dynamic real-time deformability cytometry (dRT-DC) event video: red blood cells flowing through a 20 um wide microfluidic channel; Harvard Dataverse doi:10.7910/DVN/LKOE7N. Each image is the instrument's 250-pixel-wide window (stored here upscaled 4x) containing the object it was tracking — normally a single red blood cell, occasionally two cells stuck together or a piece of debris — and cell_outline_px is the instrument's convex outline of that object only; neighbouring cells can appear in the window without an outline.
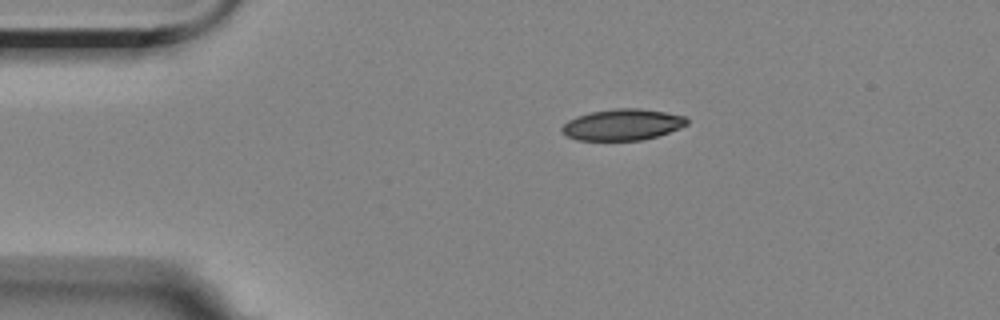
{"species": "Egyptian fruit bat (a non-hibernating species)", "species_latin": "Rousettus aegyptiacus", "temperature_condition": "room temperature", "stored_images_in_passage": 41, "camera_frame_rate_fps": 3000, "um_per_image_px": 0.085, "animal": {"sex": "female"}, "frame": {"image": 1, "passage_image": 1, "time_ms": 0.0, "image_size_px": [1000, 320], "cell_outline_px": [[688, 124], [668, 132], [656, 136], [640, 140], [576, 140], [568, 136], [560, 128], [568, 120], [576, 116], [592, 112], [616, 108], [640, 108], [664, 112], [684, 116], [688, 120]], "centroid_in_image_um": [52.9, 10.59], "position_along_channel_um": 32.1, "area_um2": 22.48}}
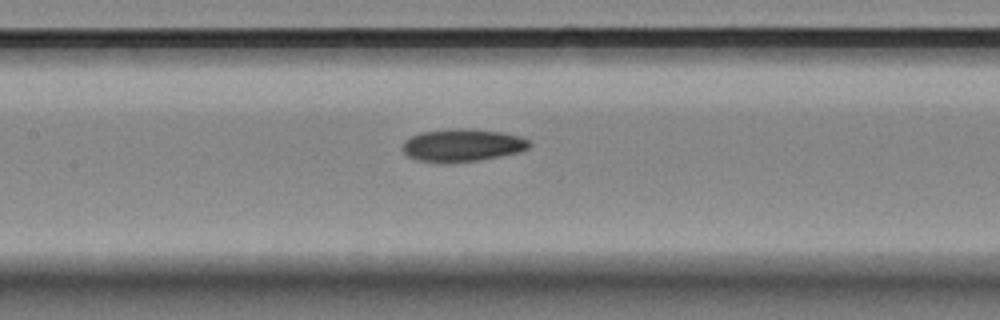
{"frame": {"image": 2, "passage_image": 16, "time_ms": 5.0, "image_size_px": [1000, 320], "cell_outline_px": [[532, 144], [528, 148], [516, 152], [500, 156], [480, 160], [448, 164], [444, 164], [416, 160], [408, 156], [404, 152], [404, 140], [420, 132], [456, 128], [468, 128], [500, 132], [520, 136], [528, 140]], "centroid_in_image_um": [39.28, 12.36], "position_along_channel_um": 168.1, "area_um2": 24.28}}
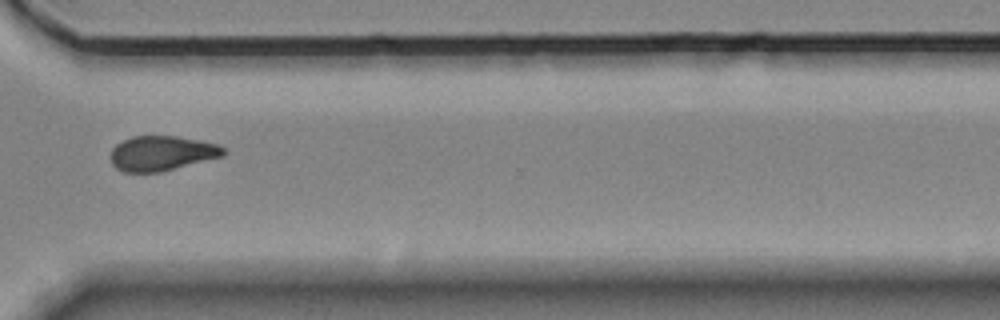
{"frame": {"image": 3, "passage_image": 32, "time_ms": 10.333, "image_size_px": [1000, 320], "cell_outline_px": [[224, 156], [160, 172], [124, 172], [116, 168], [112, 164], [112, 148], [116, 144], [132, 136], [176, 136], [220, 144], [224, 148]], "centroid_in_image_um": [13.76, 13.03], "position_along_channel_um": 356.8, "area_um2": 22.83}}